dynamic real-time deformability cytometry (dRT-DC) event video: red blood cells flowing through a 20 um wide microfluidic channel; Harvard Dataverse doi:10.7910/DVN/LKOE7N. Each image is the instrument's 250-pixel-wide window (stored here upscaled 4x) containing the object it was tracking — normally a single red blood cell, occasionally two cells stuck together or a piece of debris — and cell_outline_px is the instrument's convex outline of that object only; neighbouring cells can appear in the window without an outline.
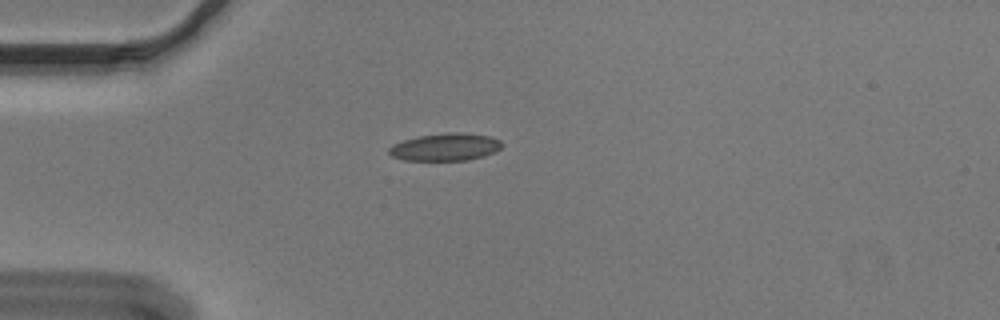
{"species": "Egyptian fruit bat (a non-hibernating species)", "species_latin": "Rousettus aegyptiacus", "temperature_condition": "cold", "stored_images_in_passage": 41, "camera_frame_rate_fps": 3000, "um_per_image_px": 0.085, "animal": {"sex": "male"}, "frame": {"image": 1, "passage_image": 1, "time_ms": 0.0, "image_size_px": [1000, 320], "cell_outline_px": [[504, 144], [496, 152], [484, 156], [468, 160], [404, 160], [392, 156], [388, 152], [388, 148], [392, 144], [404, 140], [420, 136], [448, 132], [460, 132], [492, 136], [500, 140]], "centroid_in_image_um": [37.89, 12.49], "position_along_channel_um": 47.1, "area_um2": 18.21}}
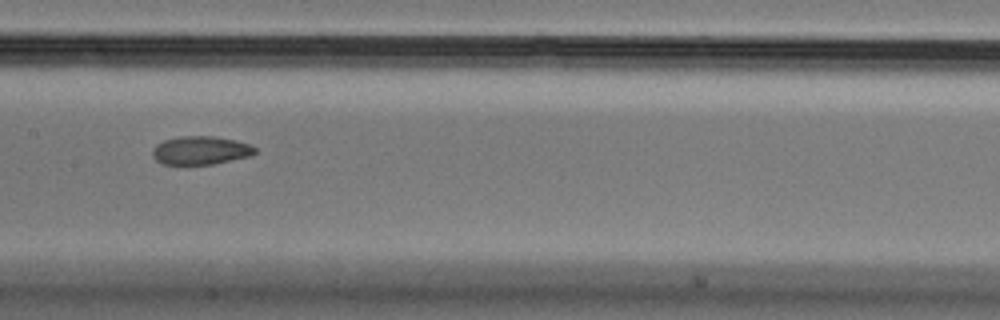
{"frame": {"image": 2, "passage_image": 14, "time_ms": 4.333, "image_size_px": [1000, 320], "cell_outline_px": [[256, 152], [252, 156], [212, 164], [160, 164], [152, 156], [152, 148], [156, 144], [164, 140], [180, 136], [212, 136], [236, 140], [252, 144], [256, 148]], "centroid_in_image_um": [17.06, 12.78], "position_along_channel_um": 190.3, "area_um2": 17.17}}
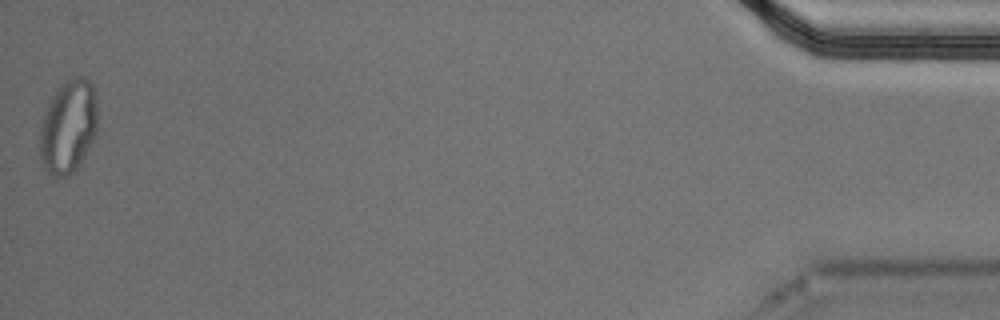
{"frame": {"image": 3, "passage_image": 41, "time_ms": 13.333, "image_size_px": [1000, 320], "cell_outline_px": [[96, 136], [80, 164], [68, 176], [60, 180], [52, 176], [44, 168], [40, 156], [40, 128], [44, 112], [56, 88], [64, 80], [72, 76], [84, 76], [92, 84], [96, 100]], "centroid_in_image_um": [5.79, 10.77], "position_along_channel_um": 429.4, "area_um2": 31.91}, "authors_computed_cell_mechanics": {"area_um2": 18.207, "velocity_mm_per_s": 3.6598, "shape_relaxation_time_tau1_ms": null, "shape_relaxation_time_tau2_ms": 2.0813, "deformation_change_tau1": null, "deformation_change_tau2": 0.0723}}